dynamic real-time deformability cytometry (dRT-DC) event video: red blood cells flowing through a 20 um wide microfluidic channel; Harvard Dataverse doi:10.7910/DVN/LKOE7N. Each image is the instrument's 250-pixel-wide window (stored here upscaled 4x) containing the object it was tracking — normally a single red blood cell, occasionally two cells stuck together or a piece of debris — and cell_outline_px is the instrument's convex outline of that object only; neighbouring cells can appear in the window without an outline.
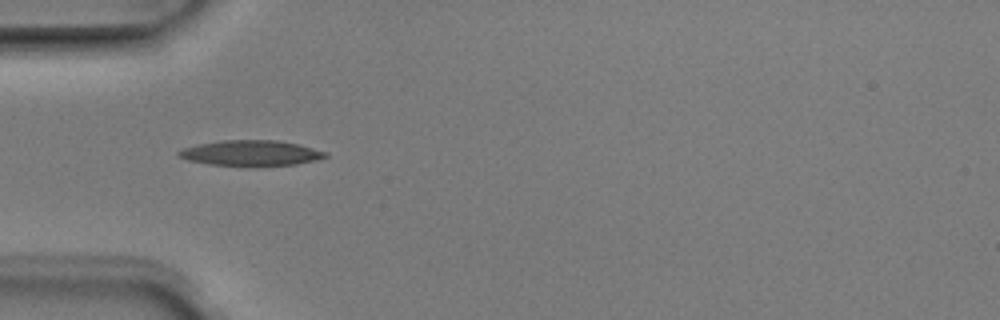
{"species": "Egyptian fruit bat (a non-hibernating species)", "species_latin": "Rousettus aegyptiacus", "temperature_condition": "room temperature", "stored_images_in_passage": 5, "camera_frame_rate_fps": 3000, "um_per_image_px": 0.085, "animal": {"sex": "male"}, "frame": {"image": 1, "passage_image": 5, "time_ms": 1.333, "image_size_px": [1000, 320], "cell_outline_px": [[328, 156], [316, 160], [296, 164], [248, 168], [208, 164], [188, 160], [176, 156], [176, 152], [184, 148], [200, 144], [224, 140], [276, 140], [296, 144], [328, 152]], "centroid_in_image_um": [21.31, 13.04], "position_along_channel_um": 63.7, "area_um2": 22.25}}